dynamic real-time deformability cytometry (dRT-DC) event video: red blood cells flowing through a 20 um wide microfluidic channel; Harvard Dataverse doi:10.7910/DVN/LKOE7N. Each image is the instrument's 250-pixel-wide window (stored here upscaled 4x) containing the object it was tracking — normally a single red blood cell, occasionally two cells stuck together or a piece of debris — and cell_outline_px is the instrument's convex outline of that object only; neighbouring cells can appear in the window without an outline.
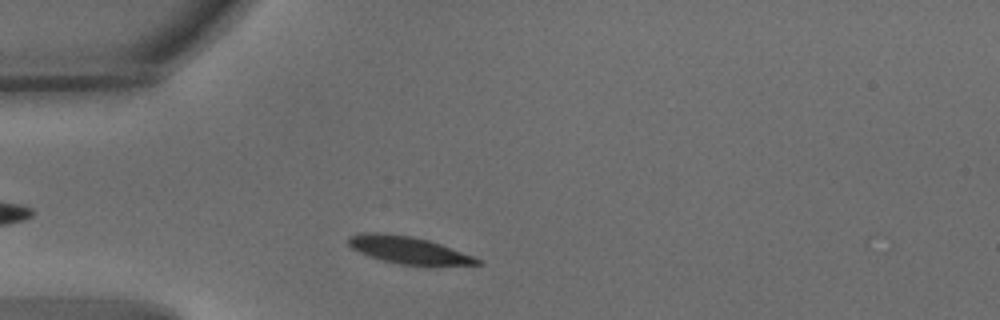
{"species": "common noctule bat (a hibernating species)", "species_latin": "Nyctalus noctula", "temperature_condition": "warm", "stored_images_in_passage": 35, "camera_frame_rate_fps": 3000, "um_per_image_px": 0.085, "animal": {"sex": "male", "body_mass_g": 15.6}, "frame": {"image": 1, "passage_image": 4, "time_ms": 1.0, "image_size_px": [1000, 320], "cell_outline_px": [[484, 264], [428, 268], [400, 264], [384, 260], [360, 252], [352, 248], [348, 244], [348, 236], [360, 232], [384, 232], [412, 236], [428, 240], [476, 256]], "centroid_in_image_um": [34.83, 21.29], "position_along_channel_um": 50.2, "area_um2": 21.27}}
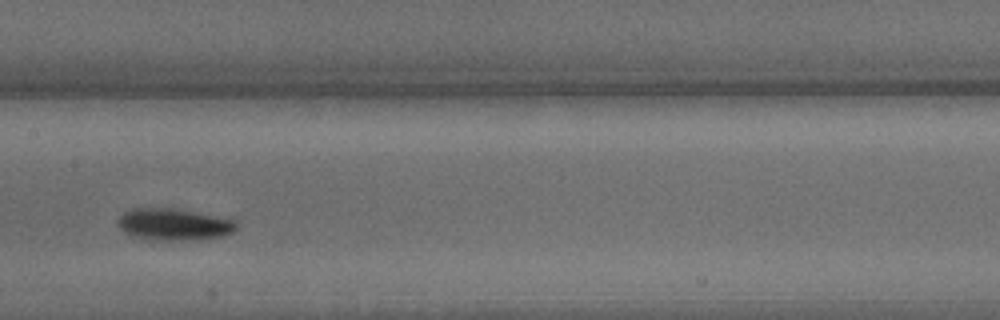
{"frame": {"image": 2, "passage_image": 17, "time_ms": 5.333, "image_size_px": [1000, 320], "cell_outline_px": [[236, 228], [232, 232], [220, 236], [188, 240], [148, 240], [128, 236], [116, 224], [116, 220], [124, 212], [132, 208], [172, 208], [236, 220]], "centroid_in_image_um": [14.67, 19.08], "position_along_channel_um": 192.7, "area_um2": 21.96}}
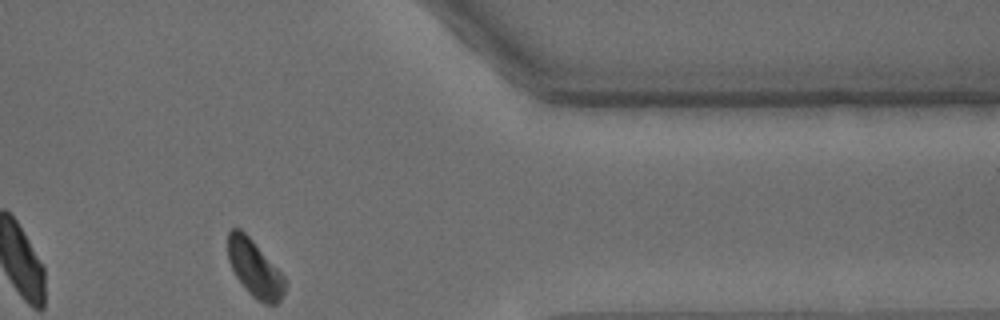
{"frame": {"image": 3, "passage_image": 35, "time_ms": 11.333, "image_size_px": [1000, 320], "cell_outline_px": [[288, 280], [284, 292], [280, 300], [276, 304], [264, 304], [252, 296], [244, 288], [236, 276], [228, 260], [228, 232], [232, 228], [240, 228], [252, 240]], "centroid_in_image_um": [21.66, 22.84], "position_along_channel_um": 389.7, "area_um2": 18.84}, "authors_computed_cell_mechanics": {"area_um2": 20.7502, "velocity_mm_per_s": 3.5956, "shape_relaxation_time_tau1_ms": 2.6328, "shape_relaxation_time_tau2_ms": null, "deformation_change_tau1": 0.1402, "deformation_change_tau2": null}}